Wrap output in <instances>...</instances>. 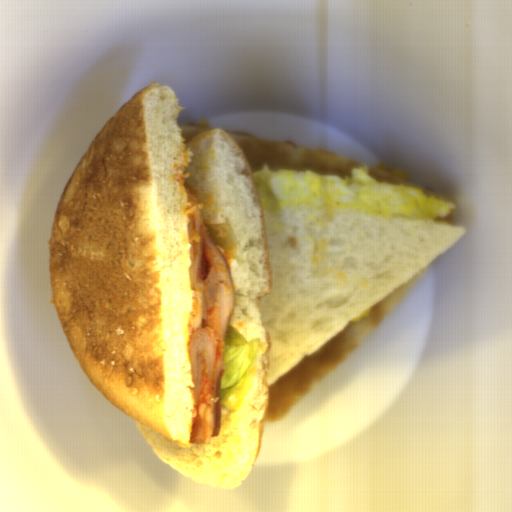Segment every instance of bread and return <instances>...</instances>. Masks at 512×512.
I'll return each instance as SVG.
<instances>
[{"label": "bread", "mask_w": 512, "mask_h": 512, "mask_svg": "<svg viewBox=\"0 0 512 512\" xmlns=\"http://www.w3.org/2000/svg\"><path fill=\"white\" fill-rule=\"evenodd\" d=\"M272 286L268 388L468 231L448 221L303 205L263 208Z\"/></svg>", "instance_id": "obj_2"}, {"label": "bread", "mask_w": 512, "mask_h": 512, "mask_svg": "<svg viewBox=\"0 0 512 512\" xmlns=\"http://www.w3.org/2000/svg\"><path fill=\"white\" fill-rule=\"evenodd\" d=\"M171 86L152 82L117 108L78 161L49 237L52 303L94 387L133 419L168 466L213 489H234L259 456L270 398L272 339L263 307L273 286L264 207L248 160L230 134L183 141ZM233 274L229 325L268 346L243 408L221 406V436L189 441L187 345L192 290L185 195Z\"/></svg>", "instance_id": "obj_1"}]
</instances>
